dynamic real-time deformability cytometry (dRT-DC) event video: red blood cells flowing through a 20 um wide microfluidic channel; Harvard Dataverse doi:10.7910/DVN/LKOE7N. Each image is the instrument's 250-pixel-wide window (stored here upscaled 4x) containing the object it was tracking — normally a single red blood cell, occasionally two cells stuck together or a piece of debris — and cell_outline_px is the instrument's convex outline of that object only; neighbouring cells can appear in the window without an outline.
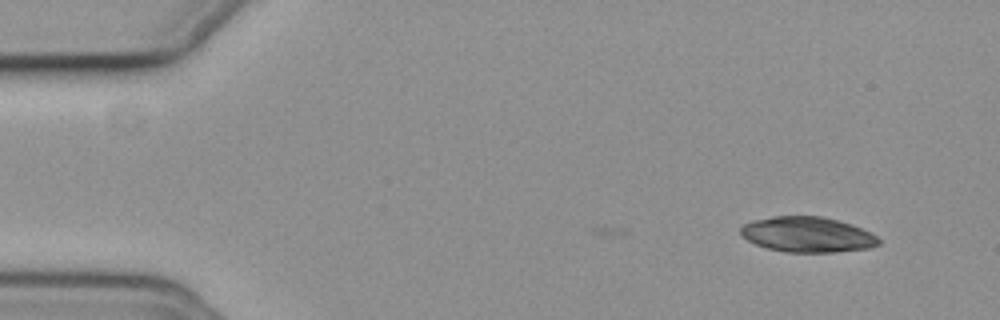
{"species": "common noctule bat (a hibernating species)", "species_latin": "Nyctalus noctula", "temperature_condition": "cold", "stored_images_in_passage": 6, "camera_frame_rate_fps": 3000, "um_per_image_px": 0.085, "animal": {"sex": "female", "body_mass_g": 19.3, "forearm_length_mm": 54.1}, "frame": {"image": 1, "passage_image": 6, "time_ms": 1.667, "image_size_px": [1000, 320], "cell_outline_px": [[880, 244], [868, 248], [836, 252], [784, 252], [768, 248], [756, 244], [748, 240], [740, 232], [740, 228], [744, 224], [752, 220], [772, 216], [820, 216], [852, 224], [876, 236], [880, 240]], "centroid_in_image_um": [68.62, 19.93], "position_along_channel_um": 16.4, "area_um2": 28.26}}